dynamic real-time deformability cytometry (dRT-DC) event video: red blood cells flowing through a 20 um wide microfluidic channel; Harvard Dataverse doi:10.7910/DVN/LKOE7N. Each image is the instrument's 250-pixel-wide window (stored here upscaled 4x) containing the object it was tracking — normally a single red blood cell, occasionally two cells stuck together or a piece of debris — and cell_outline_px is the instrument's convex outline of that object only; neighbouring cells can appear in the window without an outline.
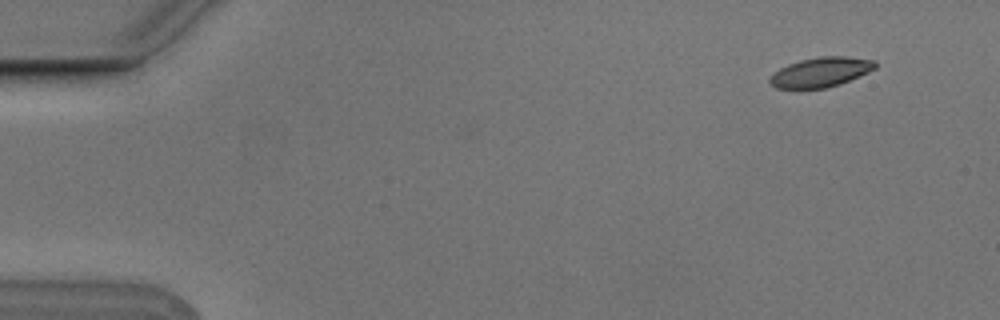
{"species": "Egyptian fruit bat (a non-hibernating species)", "species_latin": "Rousettus aegyptiacus", "temperature_condition": "cold", "stored_images_in_passage": 7, "camera_frame_rate_fps": 3000, "um_per_image_px": 0.085, "animal": {"sex": "male"}, "frame": {"image": 1, "passage_image": 1, "time_ms": 0.0, "image_size_px": [1000, 320], "cell_outline_px": [[876, 68], [868, 72], [840, 84], [824, 88], [776, 88], [768, 80], [780, 68], [788, 64], [800, 60], [820, 56], [848, 56], [876, 60]], "centroid_in_image_um": [69.8, 6.11], "position_along_channel_um": 15.2, "area_um2": 18.09}}
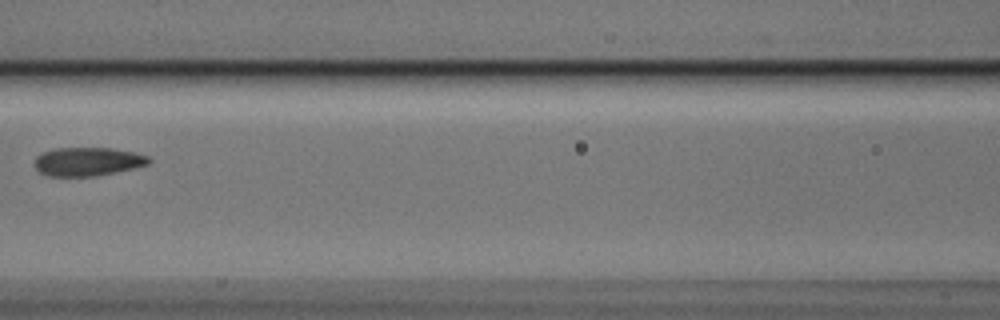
{"frame": {"image": 2, "passage_image": 6, "time_ms": 1.667, "image_size_px": [1000, 320], "cell_outline_px": [[152, 160], [148, 164], [132, 168], [96, 176], [48, 176], [40, 172], [36, 168], [36, 156], [44, 152], [56, 148], [112, 148], [132, 152], [148, 156]], "centroid_in_image_um": [7.45, 13.73], "position_along_channel_um": 159.1, "area_um2": 18.79}}
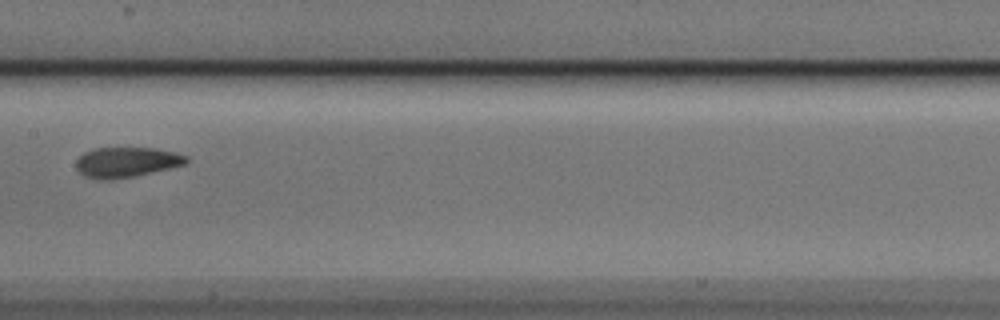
{"frame": {"image": 3, "passage_image": 7, "time_ms": 2.0, "image_size_px": [1000, 320], "cell_outline_px": [[188, 160], [184, 164], [168, 168], [132, 176], [112, 180], [100, 180], [84, 176], [76, 168], [76, 160], [84, 152], [92, 148], [152, 148], [176, 152], [188, 156]], "centroid_in_image_um": [10.7, 13.78], "position_along_channel_um": 196.7, "area_um2": 19.25}}